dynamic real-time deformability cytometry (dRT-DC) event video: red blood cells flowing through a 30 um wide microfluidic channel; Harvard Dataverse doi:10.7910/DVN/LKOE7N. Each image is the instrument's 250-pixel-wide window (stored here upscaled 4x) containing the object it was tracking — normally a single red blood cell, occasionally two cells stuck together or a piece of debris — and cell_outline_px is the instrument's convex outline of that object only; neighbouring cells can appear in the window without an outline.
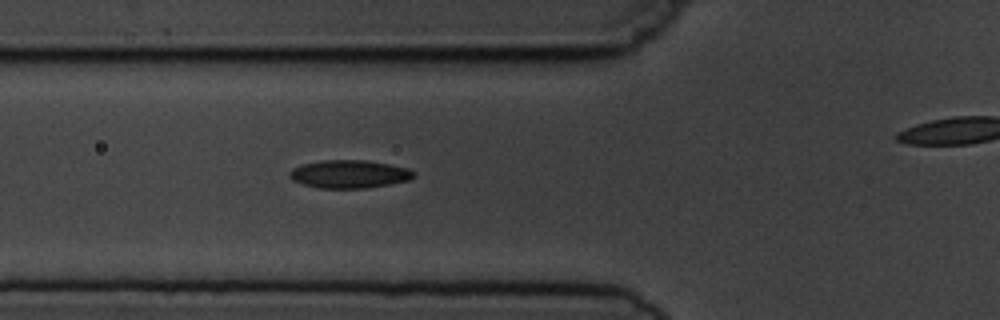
{"species": "common noctule bat (a hibernating species)", "species_latin": "Nyctalus noctula", "temperature_condition": "cold", "stored_images_in_passage": 7, "segment_of_instrument_passage": [1, 2], "camera_frame_rate_fps": 3000, "um_per_image_px": 0.085, "animal": {"sex": "male", "body_mass_g": 19.5, "forearm_length_mm": 54.6}, "frame": {"image": 1, "passage_image": 6, "time_ms": 5.667, "image_size_px": [1000, 320], "cell_outline_px": [[416, 176], [408, 180], [388, 184], [364, 188], [320, 188], [304, 184], [292, 180], [288, 176], [288, 172], [292, 168], [304, 164], [324, 160], [364, 160], [388, 164], [408, 168], [416, 172]], "centroid_in_image_um": [29.68, 14.79], "position_along_channel_um": 96.1, "area_um2": 20.17}}